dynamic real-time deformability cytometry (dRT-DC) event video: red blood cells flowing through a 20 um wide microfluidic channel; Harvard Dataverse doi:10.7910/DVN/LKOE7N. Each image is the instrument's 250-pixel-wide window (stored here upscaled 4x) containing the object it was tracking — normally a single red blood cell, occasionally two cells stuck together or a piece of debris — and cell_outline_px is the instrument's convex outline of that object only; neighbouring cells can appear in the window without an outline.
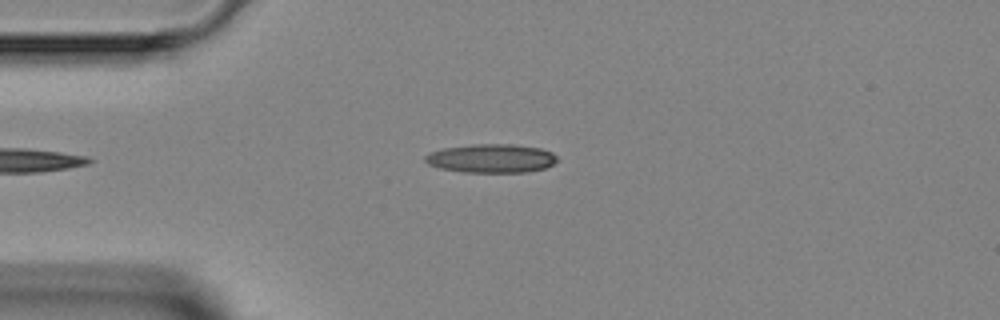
{"species": "Egyptian fruit bat (a non-hibernating species)", "species_latin": "Rousettus aegyptiacus", "temperature_condition": "room temperature", "stored_images_in_passage": 4, "camera_frame_rate_fps": 3000, "um_per_image_px": 0.085, "animal": {"sex": "female"}, "frame": {"image": 1, "passage_image": 3, "time_ms": 3.333, "image_size_px": [1000, 320], "cell_outline_px": [[556, 160], [552, 164], [544, 168], [528, 172], [464, 172], [440, 168], [428, 164], [424, 160], [424, 156], [432, 152], [444, 148], [472, 144], [512, 144], [540, 148], [552, 152], [556, 156]], "centroid_in_image_um": [41.75, 13.46], "position_along_channel_um": 43.2, "area_um2": 21.96}}